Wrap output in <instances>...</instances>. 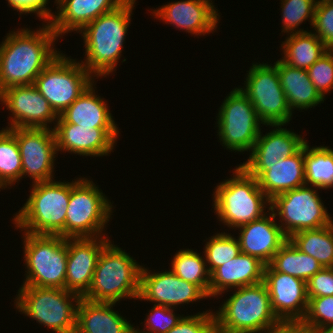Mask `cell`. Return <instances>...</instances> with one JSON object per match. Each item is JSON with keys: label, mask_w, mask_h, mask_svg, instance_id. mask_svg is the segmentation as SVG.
<instances>
[{"label": "cell", "mask_w": 333, "mask_h": 333, "mask_svg": "<svg viewBox=\"0 0 333 333\" xmlns=\"http://www.w3.org/2000/svg\"><path fill=\"white\" fill-rule=\"evenodd\" d=\"M219 109L217 135L222 146L235 152H251L263 125L252 102L236 87L226 96Z\"/></svg>", "instance_id": "obj_13"}, {"label": "cell", "mask_w": 333, "mask_h": 333, "mask_svg": "<svg viewBox=\"0 0 333 333\" xmlns=\"http://www.w3.org/2000/svg\"><path fill=\"white\" fill-rule=\"evenodd\" d=\"M0 102L12 113L7 129H53L49 124L59 117L34 85L6 88L0 93Z\"/></svg>", "instance_id": "obj_15"}, {"label": "cell", "mask_w": 333, "mask_h": 333, "mask_svg": "<svg viewBox=\"0 0 333 333\" xmlns=\"http://www.w3.org/2000/svg\"><path fill=\"white\" fill-rule=\"evenodd\" d=\"M110 241L108 237L67 239L66 290L81 297L88 292L98 258Z\"/></svg>", "instance_id": "obj_20"}, {"label": "cell", "mask_w": 333, "mask_h": 333, "mask_svg": "<svg viewBox=\"0 0 333 333\" xmlns=\"http://www.w3.org/2000/svg\"><path fill=\"white\" fill-rule=\"evenodd\" d=\"M253 63L247 71L244 88H239L252 102L259 120L266 125H285L292 120V112L287 104L274 64Z\"/></svg>", "instance_id": "obj_12"}, {"label": "cell", "mask_w": 333, "mask_h": 333, "mask_svg": "<svg viewBox=\"0 0 333 333\" xmlns=\"http://www.w3.org/2000/svg\"><path fill=\"white\" fill-rule=\"evenodd\" d=\"M308 76L319 94L325 99L333 89V49H329L310 68Z\"/></svg>", "instance_id": "obj_39"}, {"label": "cell", "mask_w": 333, "mask_h": 333, "mask_svg": "<svg viewBox=\"0 0 333 333\" xmlns=\"http://www.w3.org/2000/svg\"><path fill=\"white\" fill-rule=\"evenodd\" d=\"M196 314V315H195ZM184 316L182 320L166 333H214L215 315L212 310Z\"/></svg>", "instance_id": "obj_41"}, {"label": "cell", "mask_w": 333, "mask_h": 333, "mask_svg": "<svg viewBox=\"0 0 333 333\" xmlns=\"http://www.w3.org/2000/svg\"><path fill=\"white\" fill-rule=\"evenodd\" d=\"M310 333H333V325L322 326L319 328H309Z\"/></svg>", "instance_id": "obj_45"}, {"label": "cell", "mask_w": 333, "mask_h": 333, "mask_svg": "<svg viewBox=\"0 0 333 333\" xmlns=\"http://www.w3.org/2000/svg\"><path fill=\"white\" fill-rule=\"evenodd\" d=\"M305 184L318 189L333 188V150L304 143ZM310 184V185H309Z\"/></svg>", "instance_id": "obj_32"}, {"label": "cell", "mask_w": 333, "mask_h": 333, "mask_svg": "<svg viewBox=\"0 0 333 333\" xmlns=\"http://www.w3.org/2000/svg\"><path fill=\"white\" fill-rule=\"evenodd\" d=\"M269 292L271 309L282 324L301 323L308 309L306 282L270 265L264 269V280Z\"/></svg>", "instance_id": "obj_16"}, {"label": "cell", "mask_w": 333, "mask_h": 333, "mask_svg": "<svg viewBox=\"0 0 333 333\" xmlns=\"http://www.w3.org/2000/svg\"><path fill=\"white\" fill-rule=\"evenodd\" d=\"M171 271L179 278L199 286L209 296L210 273L205 257L191 249H180L171 261Z\"/></svg>", "instance_id": "obj_33"}, {"label": "cell", "mask_w": 333, "mask_h": 333, "mask_svg": "<svg viewBox=\"0 0 333 333\" xmlns=\"http://www.w3.org/2000/svg\"><path fill=\"white\" fill-rule=\"evenodd\" d=\"M277 70L291 112L294 109L314 108L324 102L325 99L312 84L307 70L292 67L281 59L277 60Z\"/></svg>", "instance_id": "obj_28"}, {"label": "cell", "mask_w": 333, "mask_h": 333, "mask_svg": "<svg viewBox=\"0 0 333 333\" xmlns=\"http://www.w3.org/2000/svg\"><path fill=\"white\" fill-rule=\"evenodd\" d=\"M300 324L306 328L333 325V296L310 298L306 315Z\"/></svg>", "instance_id": "obj_38"}, {"label": "cell", "mask_w": 333, "mask_h": 333, "mask_svg": "<svg viewBox=\"0 0 333 333\" xmlns=\"http://www.w3.org/2000/svg\"><path fill=\"white\" fill-rule=\"evenodd\" d=\"M288 239L301 252L316 259L323 268L333 267V222L319 229L296 232Z\"/></svg>", "instance_id": "obj_30"}, {"label": "cell", "mask_w": 333, "mask_h": 333, "mask_svg": "<svg viewBox=\"0 0 333 333\" xmlns=\"http://www.w3.org/2000/svg\"><path fill=\"white\" fill-rule=\"evenodd\" d=\"M38 30L11 31L0 44V93L6 88L33 85L37 76L61 53L58 39L47 22Z\"/></svg>", "instance_id": "obj_1"}, {"label": "cell", "mask_w": 333, "mask_h": 333, "mask_svg": "<svg viewBox=\"0 0 333 333\" xmlns=\"http://www.w3.org/2000/svg\"><path fill=\"white\" fill-rule=\"evenodd\" d=\"M232 175L215 187L212 208L221 223L229 229H237L265 215V208L270 209V200L257 179L241 165L234 169Z\"/></svg>", "instance_id": "obj_6"}, {"label": "cell", "mask_w": 333, "mask_h": 333, "mask_svg": "<svg viewBox=\"0 0 333 333\" xmlns=\"http://www.w3.org/2000/svg\"><path fill=\"white\" fill-rule=\"evenodd\" d=\"M115 304L81 298L77 309L75 333H134L130 321L113 309Z\"/></svg>", "instance_id": "obj_25"}, {"label": "cell", "mask_w": 333, "mask_h": 333, "mask_svg": "<svg viewBox=\"0 0 333 333\" xmlns=\"http://www.w3.org/2000/svg\"><path fill=\"white\" fill-rule=\"evenodd\" d=\"M284 57L282 61L288 65L307 70L310 68L329 48L318 38L314 32H301L288 34L282 42Z\"/></svg>", "instance_id": "obj_29"}, {"label": "cell", "mask_w": 333, "mask_h": 333, "mask_svg": "<svg viewBox=\"0 0 333 333\" xmlns=\"http://www.w3.org/2000/svg\"><path fill=\"white\" fill-rule=\"evenodd\" d=\"M9 7L22 15L35 13L36 16L45 20L43 22L47 23L52 19L54 13L51 12L50 8L48 9L47 4L49 0H7ZM47 7V8H46Z\"/></svg>", "instance_id": "obj_43"}, {"label": "cell", "mask_w": 333, "mask_h": 333, "mask_svg": "<svg viewBox=\"0 0 333 333\" xmlns=\"http://www.w3.org/2000/svg\"><path fill=\"white\" fill-rule=\"evenodd\" d=\"M215 315L218 333H270L282 323L271 309L264 282L234 289Z\"/></svg>", "instance_id": "obj_3"}, {"label": "cell", "mask_w": 333, "mask_h": 333, "mask_svg": "<svg viewBox=\"0 0 333 333\" xmlns=\"http://www.w3.org/2000/svg\"><path fill=\"white\" fill-rule=\"evenodd\" d=\"M203 253L205 262L208 264V271L211 274L216 268L241 253L239 240L229 233H217L210 239L208 238Z\"/></svg>", "instance_id": "obj_35"}, {"label": "cell", "mask_w": 333, "mask_h": 333, "mask_svg": "<svg viewBox=\"0 0 333 333\" xmlns=\"http://www.w3.org/2000/svg\"><path fill=\"white\" fill-rule=\"evenodd\" d=\"M208 297L199 286L179 278L170 269L152 273L148 268L142 267L137 298L140 301L175 308Z\"/></svg>", "instance_id": "obj_17"}, {"label": "cell", "mask_w": 333, "mask_h": 333, "mask_svg": "<svg viewBox=\"0 0 333 333\" xmlns=\"http://www.w3.org/2000/svg\"><path fill=\"white\" fill-rule=\"evenodd\" d=\"M270 210L275 217L279 216L278 224L287 238L296 232L319 229L333 222L318 195V188L307 185L275 196L270 200Z\"/></svg>", "instance_id": "obj_11"}, {"label": "cell", "mask_w": 333, "mask_h": 333, "mask_svg": "<svg viewBox=\"0 0 333 333\" xmlns=\"http://www.w3.org/2000/svg\"><path fill=\"white\" fill-rule=\"evenodd\" d=\"M69 198L70 182L50 180L32 183L29 198L13 219L15 227L30 234L65 238Z\"/></svg>", "instance_id": "obj_4"}, {"label": "cell", "mask_w": 333, "mask_h": 333, "mask_svg": "<svg viewBox=\"0 0 333 333\" xmlns=\"http://www.w3.org/2000/svg\"><path fill=\"white\" fill-rule=\"evenodd\" d=\"M135 3L136 0H125L115 10L99 16L79 31L86 52V59L81 64L93 77H106L116 70Z\"/></svg>", "instance_id": "obj_2"}, {"label": "cell", "mask_w": 333, "mask_h": 333, "mask_svg": "<svg viewBox=\"0 0 333 333\" xmlns=\"http://www.w3.org/2000/svg\"><path fill=\"white\" fill-rule=\"evenodd\" d=\"M275 218L273 212L268 209L261 218L238 228L240 233L237 238L241 253L248 254L265 265H269L273 256L288 240Z\"/></svg>", "instance_id": "obj_22"}, {"label": "cell", "mask_w": 333, "mask_h": 333, "mask_svg": "<svg viewBox=\"0 0 333 333\" xmlns=\"http://www.w3.org/2000/svg\"><path fill=\"white\" fill-rule=\"evenodd\" d=\"M265 266L259 259L240 253L210 274L209 298L220 296L225 291L228 292V289L263 282Z\"/></svg>", "instance_id": "obj_24"}, {"label": "cell", "mask_w": 333, "mask_h": 333, "mask_svg": "<svg viewBox=\"0 0 333 333\" xmlns=\"http://www.w3.org/2000/svg\"><path fill=\"white\" fill-rule=\"evenodd\" d=\"M53 126L57 151L82 156H106L113 151L118 128H91L66 123L60 116Z\"/></svg>", "instance_id": "obj_18"}, {"label": "cell", "mask_w": 333, "mask_h": 333, "mask_svg": "<svg viewBox=\"0 0 333 333\" xmlns=\"http://www.w3.org/2000/svg\"><path fill=\"white\" fill-rule=\"evenodd\" d=\"M112 206L92 180L80 177L70 182L65 238L105 237L102 231L111 219Z\"/></svg>", "instance_id": "obj_8"}, {"label": "cell", "mask_w": 333, "mask_h": 333, "mask_svg": "<svg viewBox=\"0 0 333 333\" xmlns=\"http://www.w3.org/2000/svg\"><path fill=\"white\" fill-rule=\"evenodd\" d=\"M22 179V159L15 135L0 130V186L7 188Z\"/></svg>", "instance_id": "obj_34"}, {"label": "cell", "mask_w": 333, "mask_h": 333, "mask_svg": "<svg viewBox=\"0 0 333 333\" xmlns=\"http://www.w3.org/2000/svg\"><path fill=\"white\" fill-rule=\"evenodd\" d=\"M69 58L60 53L33 84L58 116L95 82L81 62Z\"/></svg>", "instance_id": "obj_10"}, {"label": "cell", "mask_w": 333, "mask_h": 333, "mask_svg": "<svg viewBox=\"0 0 333 333\" xmlns=\"http://www.w3.org/2000/svg\"><path fill=\"white\" fill-rule=\"evenodd\" d=\"M282 8V23L283 28L281 32L289 34L306 32V30L299 29L298 26L310 20V25L313 26L315 7L317 0H281ZM295 29V30H294Z\"/></svg>", "instance_id": "obj_36"}, {"label": "cell", "mask_w": 333, "mask_h": 333, "mask_svg": "<svg viewBox=\"0 0 333 333\" xmlns=\"http://www.w3.org/2000/svg\"><path fill=\"white\" fill-rule=\"evenodd\" d=\"M267 126L275 128L265 135L260 131L249 158L242 164H274L295 154L307 141L292 130L282 128V124Z\"/></svg>", "instance_id": "obj_26"}, {"label": "cell", "mask_w": 333, "mask_h": 333, "mask_svg": "<svg viewBox=\"0 0 333 333\" xmlns=\"http://www.w3.org/2000/svg\"><path fill=\"white\" fill-rule=\"evenodd\" d=\"M257 179L269 200L305 184L304 145L292 156L274 164H240Z\"/></svg>", "instance_id": "obj_19"}, {"label": "cell", "mask_w": 333, "mask_h": 333, "mask_svg": "<svg viewBox=\"0 0 333 333\" xmlns=\"http://www.w3.org/2000/svg\"><path fill=\"white\" fill-rule=\"evenodd\" d=\"M125 0H55L58 7L49 24L58 37L79 31L99 16L109 13Z\"/></svg>", "instance_id": "obj_23"}, {"label": "cell", "mask_w": 333, "mask_h": 333, "mask_svg": "<svg viewBox=\"0 0 333 333\" xmlns=\"http://www.w3.org/2000/svg\"><path fill=\"white\" fill-rule=\"evenodd\" d=\"M308 300L313 297L333 296V267L323 268L307 282Z\"/></svg>", "instance_id": "obj_42"}, {"label": "cell", "mask_w": 333, "mask_h": 333, "mask_svg": "<svg viewBox=\"0 0 333 333\" xmlns=\"http://www.w3.org/2000/svg\"><path fill=\"white\" fill-rule=\"evenodd\" d=\"M142 267L125 250L110 241L102 249L91 286L82 298L113 303L120 302L122 298L137 299Z\"/></svg>", "instance_id": "obj_5"}, {"label": "cell", "mask_w": 333, "mask_h": 333, "mask_svg": "<svg viewBox=\"0 0 333 333\" xmlns=\"http://www.w3.org/2000/svg\"><path fill=\"white\" fill-rule=\"evenodd\" d=\"M269 265L277 272H282L307 282L323 269L312 256L301 252L288 239L273 256Z\"/></svg>", "instance_id": "obj_31"}, {"label": "cell", "mask_w": 333, "mask_h": 333, "mask_svg": "<svg viewBox=\"0 0 333 333\" xmlns=\"http://www.w3.org/2000/svg\"><path fill=\"white\" fill-rule=\"evenodd\" d=\"M17 293L14 304L20 313L55 333H75L81 296L62 288L36 286H22Z\"/></svg>", "instance_id": "obj_7"}, {"label": "cell", "mask_w": 333, "mask_h": 333, "mask_svg": "<svg viewBox=\"0 0 333 333\" xmlns=\"http://www.w3.org/2000/svg\"><path fill=\"white\" fill-rule=\"evenodd\" d=\"M9 130L15 135L19 146L22 178L28 175L32 183L53 180V167L55 157L58 155L54 130L35 128Z\"/></svg>", "instance_id": "obj_14"}, {"label": "cell", "mask_w": 333, "mask_h": 333, "mask_svg": "<svg viewBox=\"0 0 333 333\" xmlns=\"http://www.w3.org/2000/svg\"><path fill=\"white\" fill-rule=\"evenodd\" d=\"M25 274L21 286L65 289L67 239L23 232Z\"/></svg>", "instance_id": "obj_9"}, {"label": "cell", "mask_w": 333, "mask_h": 333, "mask_svg": "<svg viewBox=\"0 0 333 333\" xmlns=\"http://www.w3.org/2000/svg\"><path fill=\"white\" fill-rule=\"evenodd\" d=\"M270 333H310L309 328L300 323L281 324Z\"/></svg>", "instance_id": "obj_44"}, {"label": "cell", "mask_w": 333, "mask_h": 333, "mask_svg": "<svg viewBox=\"0 0 333 333\" xmlns=\"http://www.w3.org/2000/svg\"><path fill=\"white\" fill-rule=\"evenodd\" d=\"M94 82L61 114L66 122L91 128H119L108 109V104L96 95Z\"/></svg>", "instance_id": "obj_27"}, {"label": "cell", "mask_w": 333, "mask_h": 333, "mask_svg": "<svg viewBox=\"0 0 333 333\" xmlns=\"http://www.w3.org/2000/svg\"><path fill=\"white\" fill-rule=\"evenodd\" d=\"M212 0H182L154 9L153 16L192 35L213 33L220 15Z\"/></svg>", "instance_id": "obj_21"}, {"label": "cell", "mask_w": 333, "mask_h": 333, "mask_svg": "<svg viewBox=\"0 0 333 333\" xmlns=\"http://www.w3.org/2000/svg\"><path fill=\"white\" fill-rule=\"evenodd\" d=\"M145 319L144 330L134 328V333H166L184 317L174 313L176 308L154 304Z\"/></svg>", "instance_id": "obj_37"}, {"label": "cell", "mask_w": 333, "mask_h": 333, "mask_svg": "<svg viewBox=\"0 0 333 333\" xmlns=\"http://www.w3.org/2000/svg\"><path fill=\"white\" fill-rule=\"evenodd\" d=\"M312 28L318 38L333 49V0H317Z\"/></svg>", "instance_id": "obj_40"}]
</instances>
